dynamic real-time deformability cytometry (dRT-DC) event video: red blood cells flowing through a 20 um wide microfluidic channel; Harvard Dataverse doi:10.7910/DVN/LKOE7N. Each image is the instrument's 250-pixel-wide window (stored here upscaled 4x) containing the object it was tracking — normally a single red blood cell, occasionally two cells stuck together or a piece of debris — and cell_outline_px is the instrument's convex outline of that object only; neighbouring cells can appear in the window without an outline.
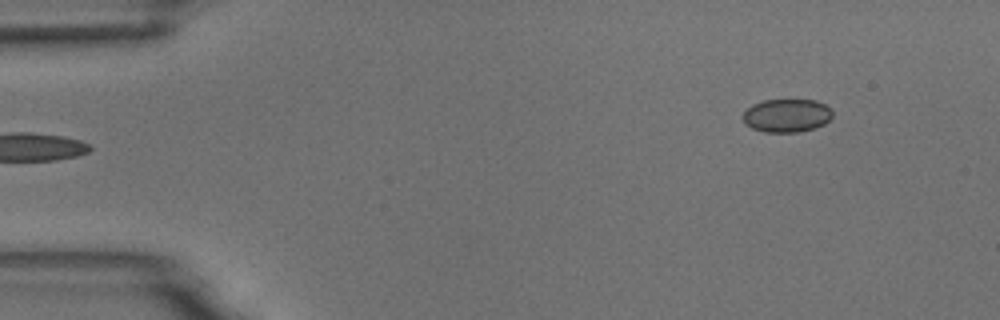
{"species": "common noctule bat (a hibernating species)", "species_latin": "Nyctalus noctula", "temperature_condition": "room temperature", "stored_images_in_passage": 6, "segment_of_instrument_passage": [2, 2], "camera_frame_rate_fps": 3000, "um_per_image_px": 0.085, "animal": {"sex": "male", "body_mass_g": 18.8}, "frame": {"image": 1, "passage_image": 6, "time_ms": 5.667, "image_size_px": [1000, 320], "cell_outline_px": [[832, 116], [824, 124], [816, 128], [800, 132], [764, 132], [752, 128], [744, 120], [744, 112], [752, 104], [764, 100], [816, 100], [832, 108]], "centroid_in_image_um": [66.91, 9.82], "position_along_channel_um": 18.1, "area_um2": 17.34}}